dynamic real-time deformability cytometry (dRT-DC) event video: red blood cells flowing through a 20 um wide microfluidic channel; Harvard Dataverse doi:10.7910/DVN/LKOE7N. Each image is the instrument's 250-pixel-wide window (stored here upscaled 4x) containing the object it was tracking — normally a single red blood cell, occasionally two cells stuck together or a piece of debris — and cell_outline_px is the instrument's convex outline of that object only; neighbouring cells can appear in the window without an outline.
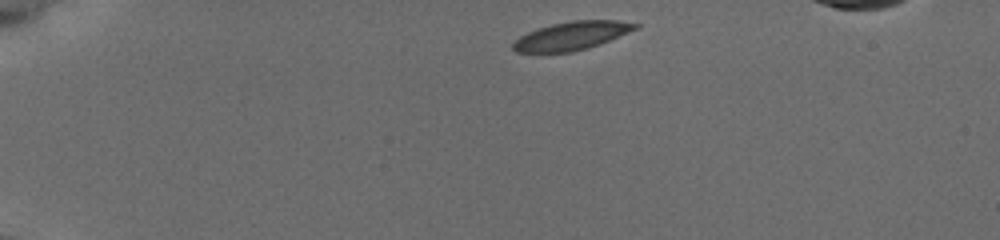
{"species": "common noctule bat (a hibernating species)", "species_latin": "Nyctalus noctula", "temperature_condition": "cold", "stored_images_in_passage": 24, "camera_frame_rate_fps": 3000, "um_per_image_px": 0.085, "animal": {"sex": "female", "body_mass_g": 19.5, "forearm_length_mm": 54.1}, "frame": {"image": 1, "passage_image": 1, "time_ms": 0.0, "image_size_px": [1000, 240], "cell_outline_px": [[640, 28], [600, 44], [588, 48], [572, 52], [516, 52], [512, 48], [512, 44], [520, 36], [536, 28], [552, 24], [572, 20], [616, 20], [640, 24]], "centroid_in_image_um": [48.62, 3.03], "position_along_channel_um": 36.4, "area_um2": 20.29}}
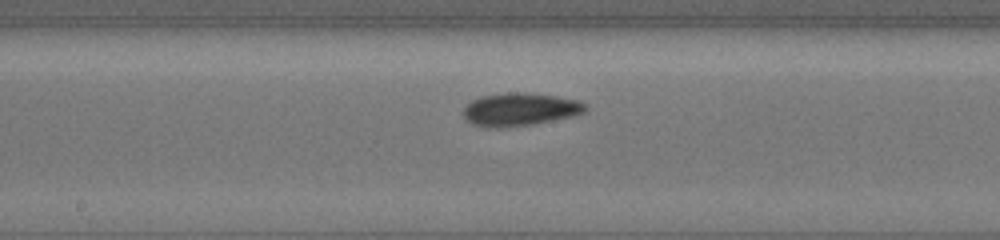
{"frame": {"image": 2, "passage_image": 14, "time_ms": 6.333, "image_size_px": [1000, 240], "cell_outline_px": [[588, 108], [584, 112], [572, 116], [532, 124], [496, 128], [488, 128], [472, 124], [464, 116], [464, 108], [472, 100], [480, 96], [504, 92], [524, 92], [556, 96], [576, 100], [584, 104]], "centroid_in_image_um": [44.16, 9.29], "position_along_channel_um": 204.0, "area_um2": 23.29}}
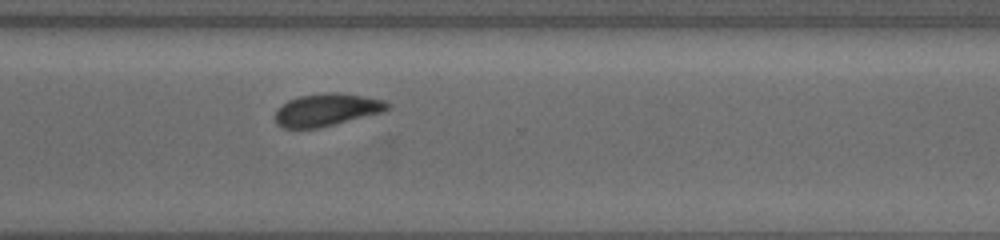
{"frame": {"image": 3, "passage_image": 24, "time_ms": 10.0, "image_size_px": [1000, 240], "cell_outline_px": [[388, 108], [384, 112], [316, 128], [284, 128], [276, 124], [276, 108], [288, 100], [300, 96], [332, 92], [340, 92], [384, 100], [388, 104]], "centroid_in_image_um": [27.74, 9.33], "position_along_channel_um": 342.9, "area_um2": 20.98}}